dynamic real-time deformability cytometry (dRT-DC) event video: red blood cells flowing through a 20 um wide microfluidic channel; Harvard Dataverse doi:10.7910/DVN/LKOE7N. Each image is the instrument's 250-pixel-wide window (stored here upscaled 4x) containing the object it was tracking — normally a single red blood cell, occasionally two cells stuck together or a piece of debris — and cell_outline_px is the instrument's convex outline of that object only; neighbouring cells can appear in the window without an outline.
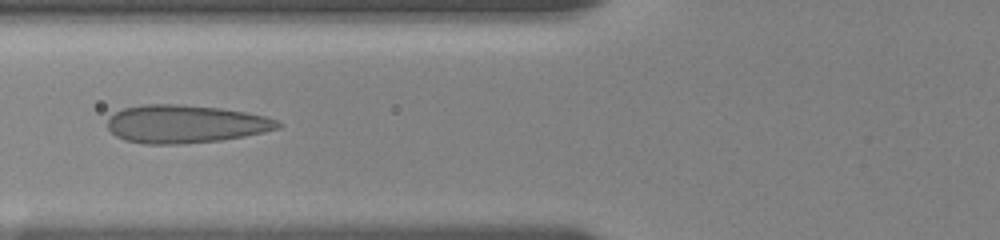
{"species": "human", "species_latin": "Homo sapiens", "temperature_condition": "room temperature", "stored_images_in_passage": 13, "camera_frame_rate_fps": 3000, "um_per_image_px": 0.085, "donor": {"sex": "female"}, "frame": {"image": 1, "passage_image": 10, "time_ms": 3.0, "image_size_px": [1000, 240], "cell_outline_px": [[280, 128], [264, 132], [244, 136], [220, 140], [184, 144], [144, 144], [124, 140], [116, 136], [108, 128], [108, 120], [116, 112], [124, 108], [144, 104], [180, 104], [220, 108], [244, 112], [264, 116], [280, 120]], "centroid_in_image_um": [15.76, 10.54], "position_along_channel_um": 110.0, "area_um2": 37.74}}
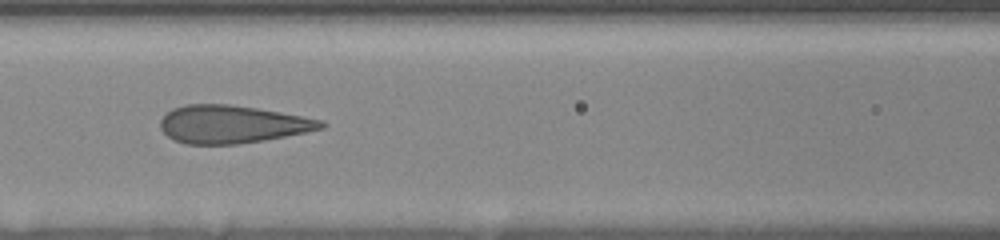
{"frame": {"image": 2, "passage_image": 11, "time_ms": 3.333, "image_size_px": [1000, 240], "cell_outline_px": [[328, 124], [324, 128], [264, 140], [240, 144], [184, 144], [172, 140], [160, 128], [160, 120], [172, 108], [184, 104], [228, 104], [256, 108], [280, 112], [320, 120]], "centroid_in_image_um": [19.68, 10.56], "position_along_channel_um": 146.9, "area_um2": 35.32}}
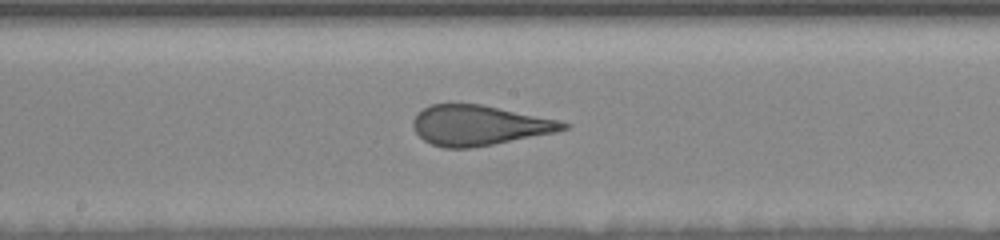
{"frame": {"image": 3, "passage_image": 13, "time_ms": 4.0, "image_size_px": [1000, 240], "cell_outline_px": [[568, 128], [556, 132], [472, 148], [444, 148], [432, 144], [424, 140], [416, 132], [412, 124], [412, 120], [424, 108], [432, 104], [480, 104], [556, 120], [568, 124]], "centroid_in_image_um": [40.68, 10.66], "position_along_channel_um": 207.5, "area_um2": 34.45}}